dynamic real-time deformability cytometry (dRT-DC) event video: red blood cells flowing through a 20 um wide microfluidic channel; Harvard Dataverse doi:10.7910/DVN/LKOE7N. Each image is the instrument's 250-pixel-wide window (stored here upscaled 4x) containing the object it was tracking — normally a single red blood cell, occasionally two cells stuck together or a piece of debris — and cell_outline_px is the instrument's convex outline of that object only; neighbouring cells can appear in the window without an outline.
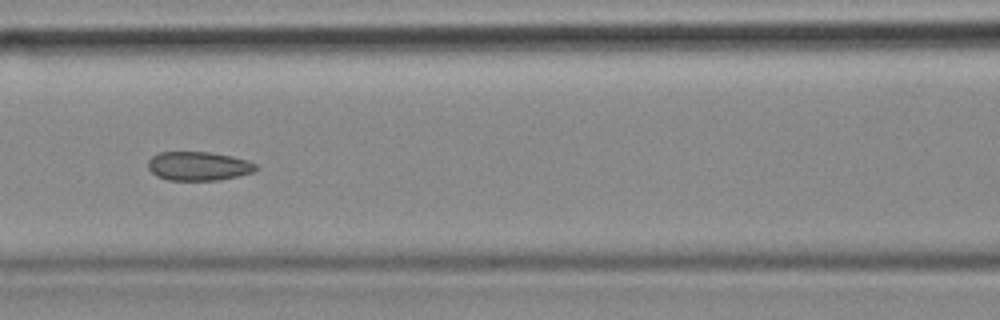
{"species": "common noctule bat (a hibernating species)", "species_latin": "Nyctalus noctula", "temperature_condition": "cold", "stored_images_in_passage": 22, "camera_frame_rate_fps": 3000, "um_per_image_px": 0.085, "animal": {"sex": "female", "body_mass_g": 18.4}, "frame": {"image": 1, "passage_image": 21, "time_ms": 6.667, "image_size_px": [1000, 320], "cell_outline_px": [[260, 168], [252, 172], [220, 180], [168, 180], [156, 176], [148, 168], [148, 160], [152, 156], [160, 152], [212, 152], [232, 156], [248, 160], [256, 164]], "centroid_in_image_um": [16.88, 14.11], "position_along_channel_um": 149.7, "area_um2": 18.26}}